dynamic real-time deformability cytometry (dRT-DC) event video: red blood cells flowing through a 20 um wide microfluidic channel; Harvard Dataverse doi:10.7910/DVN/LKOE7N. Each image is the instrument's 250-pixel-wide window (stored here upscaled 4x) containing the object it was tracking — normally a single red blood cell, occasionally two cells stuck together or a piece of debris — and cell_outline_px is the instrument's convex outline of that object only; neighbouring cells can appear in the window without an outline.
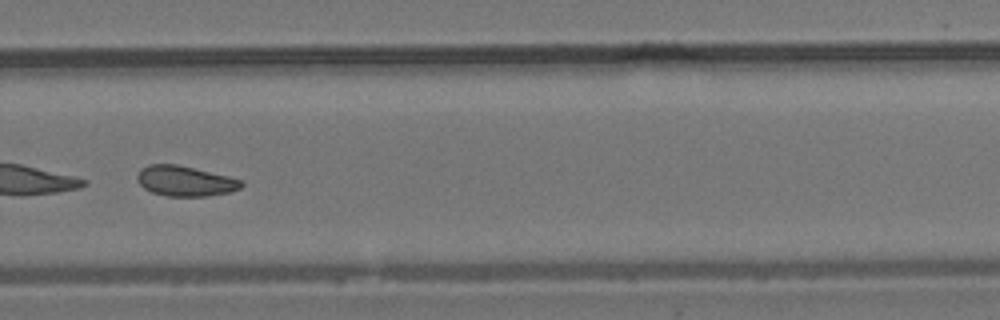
{"species": "common noctule bat (a hibernating species)", "species_latin": "Nyctalus noctula", "temperature_condition": "room temperature", "stored_images_in_passage": 52, "camera_frame_rate_fps": 3000, "um_per_image_px": 0.085, "animal": {"sex": "male", "body_mass_g": 19.2, "forearm_length_mm": 51.8}, "frame": {"image": 1, "passage_image": 37, "time_ms": 12.0, "image_size_px": [1000, 320], "cell_outline_px": [[244, 184], [240, 188], [228, 192], [208, 196], [168, 196], [152, 192], [144, 188], [136, 180], [136, 176], [140, 168], [148, 164], [176, 164], [228, 176], [240, 180]], "centroid_in_image_um": [15.68, 15.38], "position_along_channel_um": 314.1, "area_um2": 18.26}}